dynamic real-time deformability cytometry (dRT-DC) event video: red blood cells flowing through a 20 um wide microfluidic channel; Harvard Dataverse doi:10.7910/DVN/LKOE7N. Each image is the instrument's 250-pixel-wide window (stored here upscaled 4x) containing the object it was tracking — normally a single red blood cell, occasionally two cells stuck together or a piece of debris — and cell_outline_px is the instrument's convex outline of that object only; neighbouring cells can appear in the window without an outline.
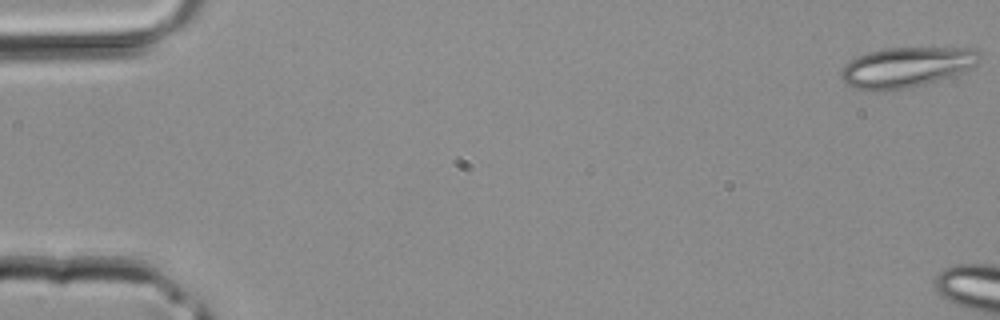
{"species": "common noctule bat (a hibernating species)", "species_latin": "Nyctalus noctula", "temperature_condition": "room temperature", "stored_images_in_passage": 5, "camera_frame_rate_fps": 3000, "um_per_image_px": 0.085, "animal": {"sex": "male", "body_mass_g": 20.4}, "frame": {"image": 1, "passage_image": 1, "time_ms": 0.0, "image_size_px": [1000, 320], "cell_outline_px": [[980, 56], [976, 64], [972, 68], [964, 72], [924, 84], [908, 88], [884, 92], [868, 92], [852, 88], [840, 76], [844, 64], [848, 60], [856, 56], [868, 52], [884, 48], [972, 48], [980, 52]], "centroid_in_image_um": [76.99, 5.73], "position_along_channel_um": 8.0, "area_um2": 32.89}}